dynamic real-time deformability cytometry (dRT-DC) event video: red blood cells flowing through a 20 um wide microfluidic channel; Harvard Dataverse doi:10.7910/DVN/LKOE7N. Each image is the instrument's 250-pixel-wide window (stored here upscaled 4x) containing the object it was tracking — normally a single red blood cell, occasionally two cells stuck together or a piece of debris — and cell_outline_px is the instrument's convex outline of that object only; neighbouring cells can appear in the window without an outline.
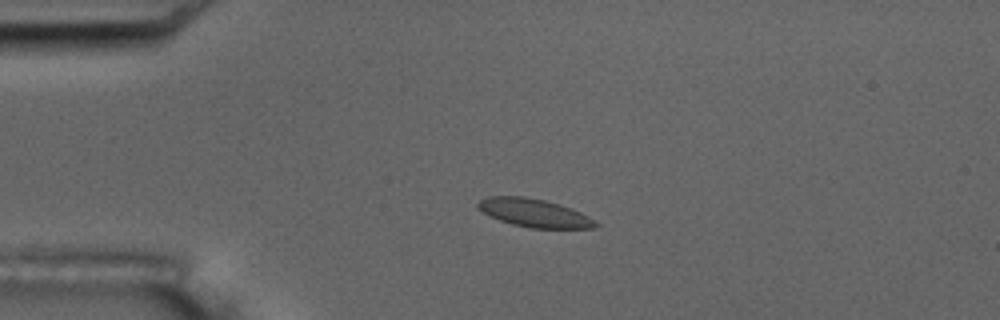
{"species": "common noctule bat (a hibernating species)", "species_latin": "Nyctalus noctula", "temperature_condition": "room temperature", "stored_images_in_passage": 5, "camera_frame_rate_fps": 3000, "um_per_image_px": 0.085, "animal": {"sex": "male", "body_mass_g": 17.5, "forearm_length_mm": 52.3}, "frame": {"image": 1, "passage_image": 4, "time_ms": 3.333, "image_size_px": [1000, 320], "cell_outline_px": [[600, 224], [592, 228], [532, 228], [512, 224], [500, 220], [476, 208], [476, 204], [480, 200], [488, 196], [524, 196], [544, 200], [560, 204], [572, 208], [588, 216]], "centroid_in_image_um": [45.41, 18.09], "position_along_channel_um": 39.6, "area_um2": 19.25}}